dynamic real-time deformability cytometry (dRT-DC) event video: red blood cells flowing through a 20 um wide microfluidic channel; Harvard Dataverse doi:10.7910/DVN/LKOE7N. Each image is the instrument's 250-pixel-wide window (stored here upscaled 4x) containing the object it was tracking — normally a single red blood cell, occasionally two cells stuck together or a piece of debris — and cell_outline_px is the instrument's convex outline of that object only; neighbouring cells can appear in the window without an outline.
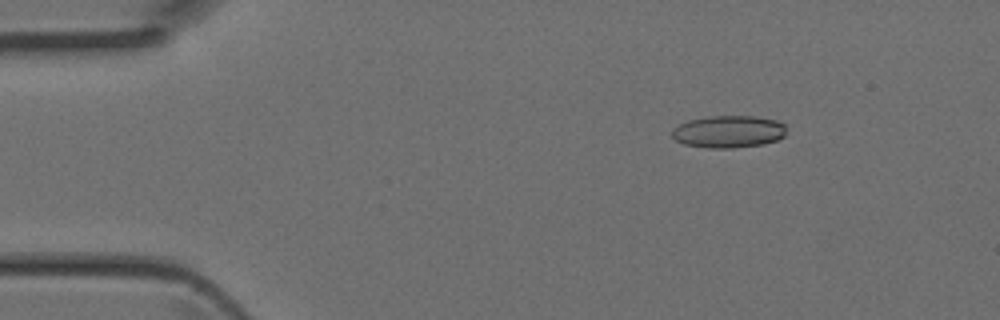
{"species": "Egyptian fruit bat (a non-hibernating species)", "species_latin": "Rousettus aegyptiacus", "temperature_condition": "room temperature", "stored_images_in_passage": 7, "camera_frame_rate_fps": 3000, "um_per_image_px": 0.085, "animal": {"sex": "female"}, "frame": {"image": 1, "passage_image": 1, "time_ms": 0.0, "image_size_px": [1000, 320], "cell_outline_px": [[784, 136], [776, 140], [764, 144], [732, 148], [708, 148], [684, 144], [676, 140], [672, 136], [672, 128], [688, 120], [708, 116], [752, 116], [776, 120], [784, 124]], "centroid_in_image_um": [61.9, 11.19], "position_along_channel_um": 23.1, "area_um2": 21.44}}